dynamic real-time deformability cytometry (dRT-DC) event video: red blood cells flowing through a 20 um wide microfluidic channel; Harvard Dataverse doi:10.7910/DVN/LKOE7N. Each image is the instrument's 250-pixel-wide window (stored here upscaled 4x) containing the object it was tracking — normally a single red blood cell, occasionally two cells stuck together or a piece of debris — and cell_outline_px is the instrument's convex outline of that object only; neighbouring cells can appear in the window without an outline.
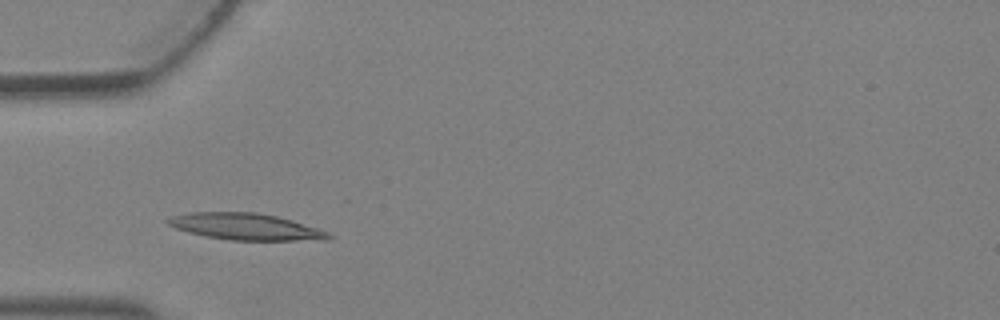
{"species": "Egyptian fruit bat (a non-hibernating species)", "species_latin": "Rousettus aegyptiacus", "temperature_condition": "warm", "stored_images_in_passage": 1, "camera_frame_rate_fps": 3000, "um_per_image_px": 0.085, "animal": {"sex": "female"}, "frame": {"image": 1, "passage_image": 1, "time_ms": 0.0, "image_size_px": [1000, 320], "cell_outline_px": [[336, 236], [328, 240], [228, 240], [188, 232], [176, 228], [168, 224], [168, 220], [172, 216], [192, 212], [252, 212], [276, 216], [292, 220], [328, 232]], "centroid_in_image_um": [20.94, 19.27], "position_along_channel_um": 64.1, "area_um2": 24.62}}